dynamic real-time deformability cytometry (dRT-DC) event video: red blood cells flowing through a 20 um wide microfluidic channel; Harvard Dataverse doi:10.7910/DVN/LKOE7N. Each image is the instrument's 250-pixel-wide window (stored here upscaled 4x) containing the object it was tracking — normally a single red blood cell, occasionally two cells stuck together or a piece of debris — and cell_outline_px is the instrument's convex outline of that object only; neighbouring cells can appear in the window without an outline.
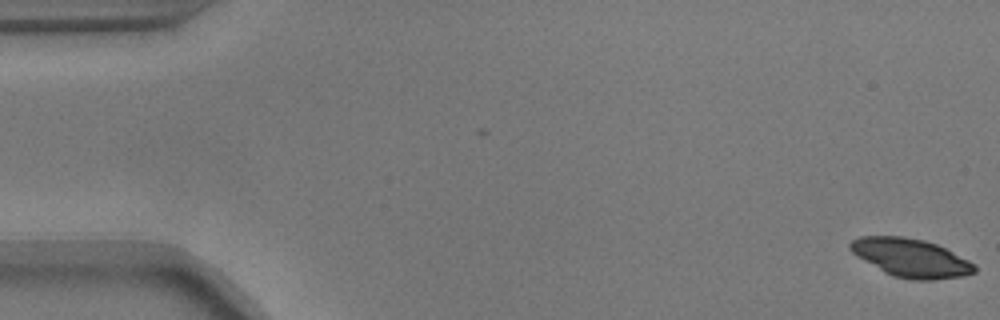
{"species": "common noctule bat (a hibernating species)", "species_latin": "Nyctalus noctula", "temperature_condition": "warm", "stored_images_in_passage": 55, "camera_frame_rate_fps": 3000, "um_per_image_px": 0.085, "animal": {"sex": "male", "body_mass_g": 17.9}, "frame": {"image": 1, "passage_image": 1, "time_ms": 0.0, "image_size_px": [1000, 320], "cell_outline_px": [[976, 272], [964, 276], [932, 280], [912, 280], [892, 276], [884, 272], [856, 256], [848, 248], [848, 244], [852, 240], [860, 236], [904, 236], [924, 240], [936, 244], [976, 264]], "centroid_in_image_um": [77.4, 21.92], "position_along_channel_um": 7.6, "area_um2": 27.92}}
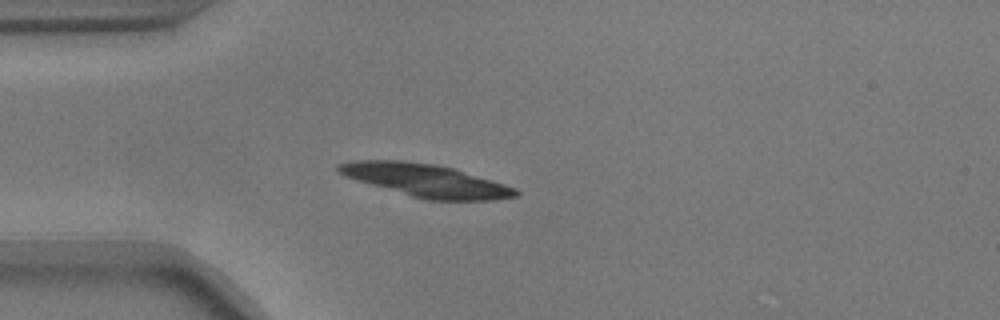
{"frame": {"image": 2, "passage_image": 15, "time_ms": 4.667, "image_size_px": [1000, 320], "cell_outline_px": [[520, 192], [516, 196], [492, 200], [428, 200], [412, 196], [356, 180], [344, 176], [336, 172], [336, 164], [356, 160], [400, 160], [436, 164], [452, 168], [504, 184], [516, 188]], "centroid_in_image_um": [36.15, 15.33], "position_along_channel_um": 48.8, "area_um2": 33.52}}